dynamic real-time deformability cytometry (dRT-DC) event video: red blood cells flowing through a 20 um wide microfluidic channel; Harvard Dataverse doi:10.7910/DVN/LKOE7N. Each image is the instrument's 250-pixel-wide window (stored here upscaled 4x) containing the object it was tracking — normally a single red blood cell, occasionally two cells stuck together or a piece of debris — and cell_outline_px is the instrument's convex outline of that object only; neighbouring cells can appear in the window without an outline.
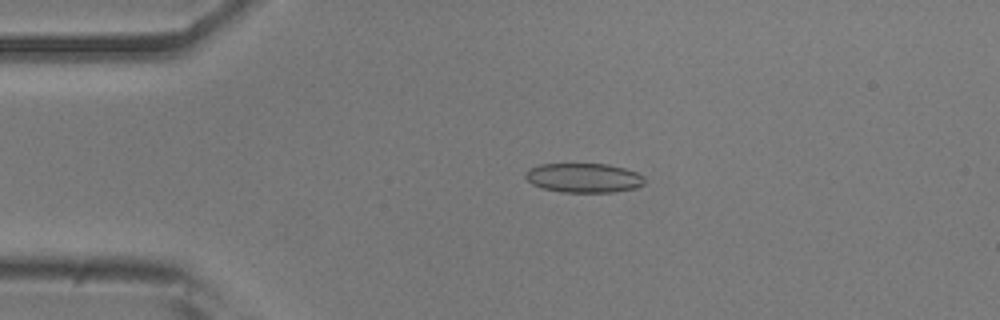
{"species": "common noctule bat (a hibernating species)", "species_latin": "Nyctalus noctula", "temperature_condition": "room temperature", "stored_images_in_passage": 50, "camera_frame_rate_fps": 3000, "um_per_image_px": 0.085, "animal": {"sex": "male", "body_mass_g": 20.5, "forearm_length_mm": 52.5}, "frame": {"image": 1, "passage_image": 10, "time_ms": 3.0, "image_size_px": [1000, 320], "cell_outline_px": [[644, 184], [636, 188], [612, 192], [564, 192], [544, 188], [532, 184], [524, 176], [524, 172], [528, 168], [540, 164], [608, 164], [624, 168], [636, 172], [644, 176]], "centroid_in_image_um": [49.61, 15.11], "position_along_channel_um": 35.4, "area_um2": 20.4}}
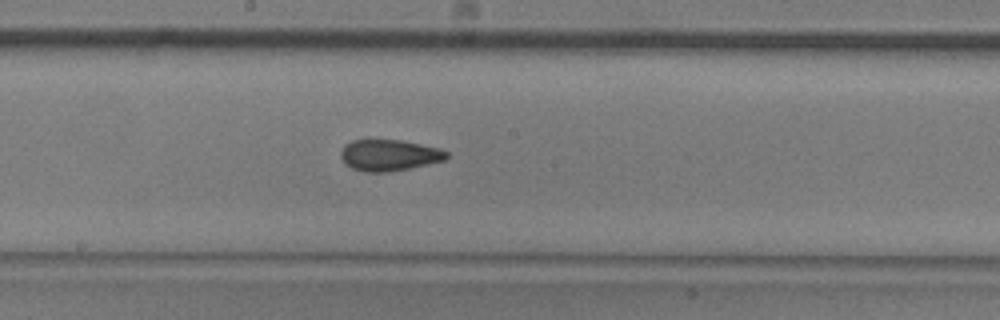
{"frame": {"image": 2, "passage_image": 27, "time_ms": 8.667, "image_size_px": [1000, 320], "cell_outline_px": [[448, 156], [444, 160], [408, 168], [388, 172], [368, 172], [352, 168], [344, 164], [340, 156], [340, 152], [344, 144], [352, 140], [400, 140], [440, 148], [448, 152]], "centroid_in_image_um": [33.04, 13.18], "position_along_channel_um": 215.2, "area_um2": 19.19}}
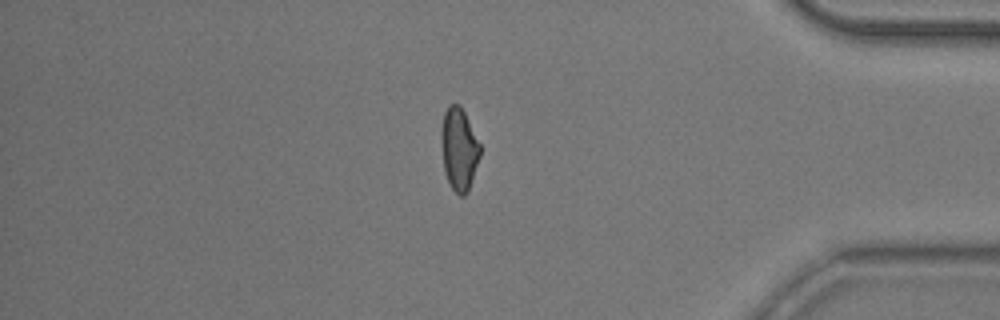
{"frame": {"image": 3, "passage_image": 44, "time_ms": 14.333, "image_size_px": [1000, 320], "cell_outline_px": [[480, 156], [468, 192], [464, 196], [460, 196], [452, 188], [444, 172], [440, 144], [440, 128], [444, 112], [448, 104], [460, 104], [480, 144]], "centroid_in_image_um": [38.98, 12.65], "position_along_channel_um": 396.2, "area_um2": 18.9}, "authors_computed_cell_mechanics": {"area_um2": 19.5364, "velocity_mm_per_s": 3.762, "shape_relaxation_time_tau1_ms": 8.5006, "shape_relaxation_time_tau2_ms": 1.8842, "deformation_change_tau1": 0.1688, "deformation_change_tau2": 0.0744}}